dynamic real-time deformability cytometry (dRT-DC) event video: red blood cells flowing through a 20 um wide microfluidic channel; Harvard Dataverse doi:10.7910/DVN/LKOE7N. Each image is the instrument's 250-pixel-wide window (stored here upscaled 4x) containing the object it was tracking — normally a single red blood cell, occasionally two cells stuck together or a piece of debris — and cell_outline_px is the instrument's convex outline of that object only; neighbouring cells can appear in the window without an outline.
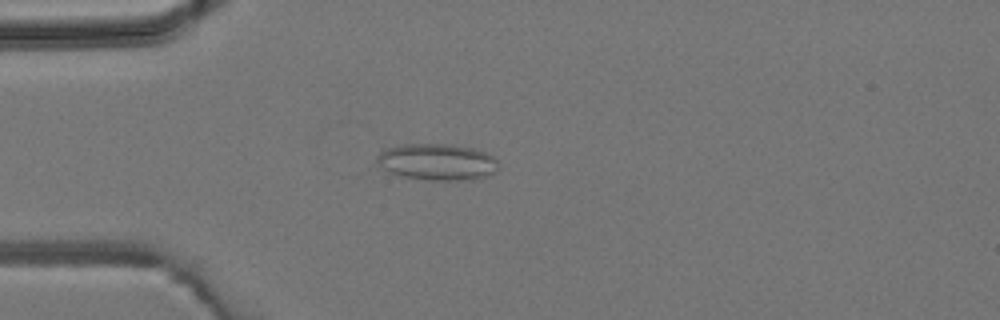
{"species": "common noctule bat (a hibernating species)", "species_latin": "Nyctalus noctula", "temperature_condition": "room temperature", "stored_images_in_passage": 3, "camera_frame_rate_fps": 3000, "um_per_image_px": 0.085, "animal": {"sex": "male", "body_mass_g": 19.2, "forearm_length_mm": 51.8}, "frame": {"image": 1, "passage_image": 3, "time_ms": 2.333, "image_size_px": [1000, 320], "cell_outline_px": [[496, 172], [472, 180], [428, 180], [400, 176], [384, 168], [376, 160], [376, 156], [384, 148], [404, 144], [452, 144], [472, 148], [484, 152], [492, 156], [496, 160]], "centroid_in_image_um": [37.14, 13.76], "position_along_channel_um": 47.9, "area_um2": 25.72}}